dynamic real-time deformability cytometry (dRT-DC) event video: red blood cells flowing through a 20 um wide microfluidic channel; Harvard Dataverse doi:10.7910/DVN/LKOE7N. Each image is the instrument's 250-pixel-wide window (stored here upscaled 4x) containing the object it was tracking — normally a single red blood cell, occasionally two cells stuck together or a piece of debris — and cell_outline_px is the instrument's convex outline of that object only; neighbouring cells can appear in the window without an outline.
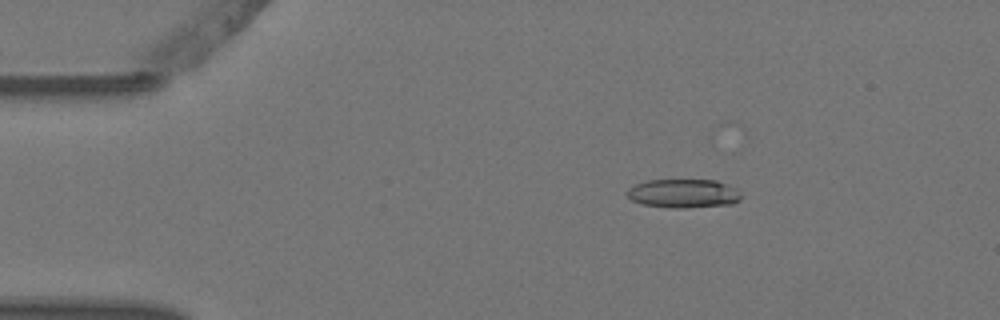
{"species": "Egyptian fruit bat (a non-hibernating species)", "species_latin": "Rousettus aegyptiacus", "temperature_condition": "warm", "stored_images_in_passage": 5, "camera_frame_rate_fps": 3000, "um_per_image_px": 0.085, "animal": {"sex": "female"}, "frame": {"image": 1, "passage_image": 3, "time_ms": 0.667, "image_size_px": [1000, 320], "cell_outline_px": [[740, 200], [732, 204], [684, 208], [672, 208], [640, 204], [632, 200], [624, 192], [628, 188], [636, 184], [648, 180], [716, 180], [736, 188], [740, 192]], "centroid_in_image_um": [58.07, 16.45], "position_along_channel_um": 26.9, "area_um2": 19.25}}
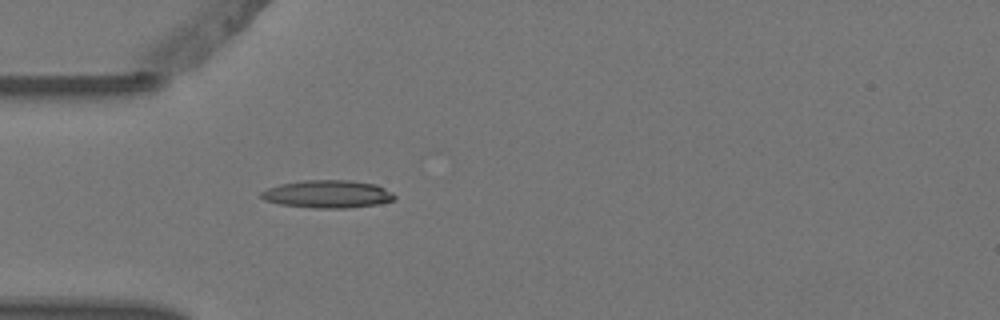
{"frame": {"image": 2, "passage_image": 5, "time_ms": 1.333, "image_size_px": [1000, 320], "cell_outline_px": [[396, 200], [380, 204], [348, 208], [312, 208], [280, 204], [264, 200], [260, 196], [260, 192], [268, 188], [280, 184], [304, 180], [348, 180], [376, 184], [392, 192], [396, 196]], "centroid_in_image_um": [27.87, 16.5], "position_along_channel_um": 57.1, "area_um2": 21.73}}